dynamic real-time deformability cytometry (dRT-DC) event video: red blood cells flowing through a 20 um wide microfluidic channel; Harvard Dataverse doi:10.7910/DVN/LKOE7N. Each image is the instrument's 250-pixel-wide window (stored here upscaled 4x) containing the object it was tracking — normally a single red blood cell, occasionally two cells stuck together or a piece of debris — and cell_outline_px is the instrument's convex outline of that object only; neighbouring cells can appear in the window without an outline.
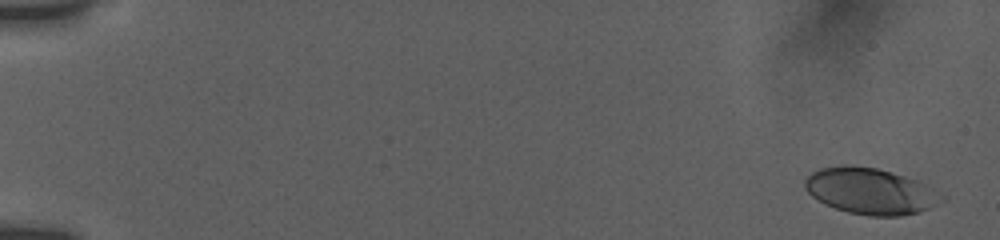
{"species": "human", "species_latin": "Homo sapiens", "temperature_condition": "room temperature", "stored_images_in_passage": 14, "camera_frame_rate_fps": 3000, "um_per_image_px": 0.085, "donor": {"sex": "female"}, "frame": {"image": 1, "passage_image": 2, "time_ms": 0.333, "image_size_px": [1000, 240], "cell_outline_px": [[928, 208], [916, 212], [900, 216], [868, 216], [848, 212], [824, 204], [812, 196], [804, 188], [804, 180], [812, 172], [820, 168], [844, 164], [876, 168], [904, 176], [916, 180], [924, 184]], "centroid_in_image_um": [73.66, 16.22], "position_along_channel_um": 11.3, "area_um2": 34.74}}
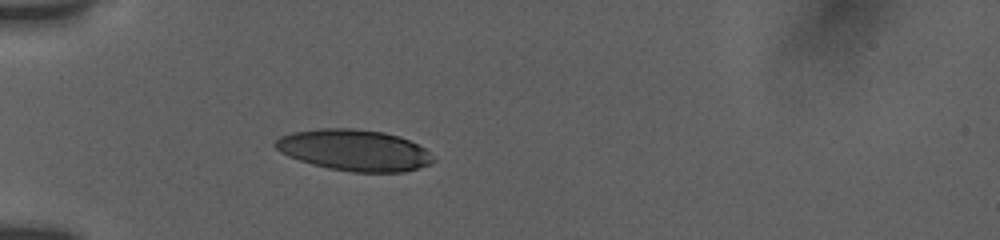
{"frame": {"image": 2, "passage_image": 11, "time_ms": 5.667, "image_size_px": [1000, 240], "cell_outline_px": [[436, 160], [428, 164], [404, 172], [352, 172], [328, 168], [312, 164], [288, 156], [280, 152], [272, 144], [280, 136], [292, 132], [320, 128], [352, 128], [384, 132], [400, 136], [424, 148]], "centroid_in_image_um": [30.08, 12.76], "position_along_channel_um": 54.9, "area_um2": 37.86}}
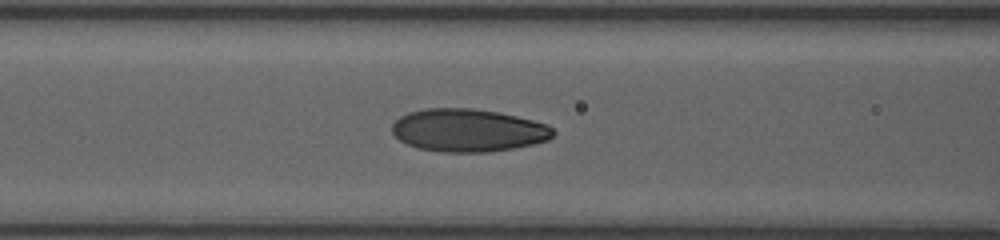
{"frame": {"image": 3, "passage_image": 14, "time_ms": 8.0, "image_size_px": [1000, 240], "cell_outline_px": [[556, 132], [548, 140], [532, 144], [512, 148], [488, 152], [440, 152], [416, 148], [404, 144], [392, 132], [392, 124], [400, 116], [408, 112], [424, 108], [472, 108], [500, 112], [548, 124]], "centroid_in_image_um": [39.76, 11.07], "position_along_channel_um": 126.8, "area_um2": 40.46}}